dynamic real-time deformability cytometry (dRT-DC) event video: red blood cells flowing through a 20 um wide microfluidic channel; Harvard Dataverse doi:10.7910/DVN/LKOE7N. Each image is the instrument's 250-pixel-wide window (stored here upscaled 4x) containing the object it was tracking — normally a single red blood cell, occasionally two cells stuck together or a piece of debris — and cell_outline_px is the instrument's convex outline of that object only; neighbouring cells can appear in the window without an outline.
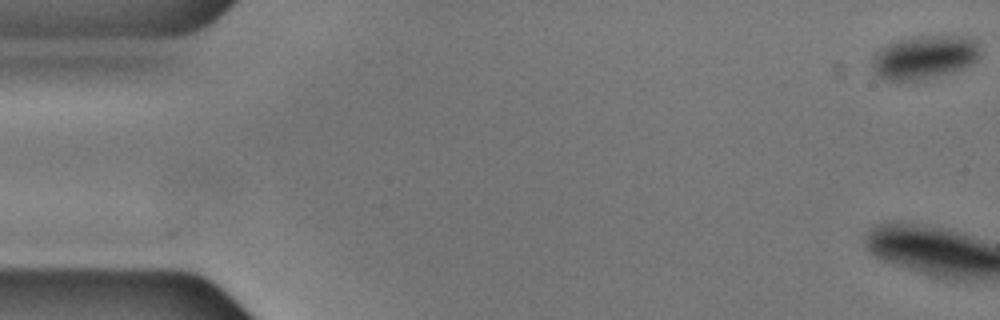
{"species": "common noctule bat (a hibernating species)", "species_latin": "Nyctalus noctula", "temperature_condition": "cold", "stored_images_in_passage": 59, "camera_frame_rate_fps": 3000, "um_per_image_px": 0.085, "animal": {"sex": "male", "body_mass_g": 17.9, "forearm_length_mm": 54.2}, "frame": {"image": 1, "passage_image": 1, "time_ms": 0.0, "image_size_px": [1000, 320], "cell_outline_px": [[980, 56], [972, 64], [964, 68], [940, 76], [900, 84], [884, 80], [872, 68], [872, 56], [880, 48], [888, 44], [900, 40], [924, 36], [960, 36], [976, 40], [980, 44]], "centroid_in_image_um": [78.57, 4.91], "position_along_channel_um": 6.4, "area_um2": 27.92}}
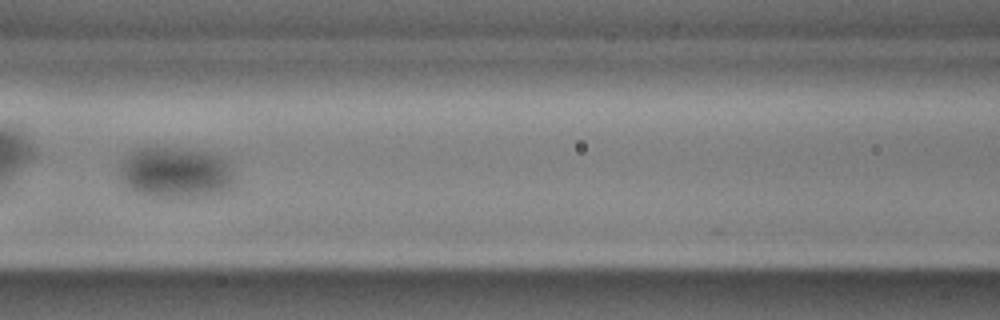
{"frame": {"image": 2, "passage_image": 26, "time_ms": 8.333, "image_size_px": [1000, 320], "cell_outline_px": [[232, 192], [208, 196], [180, 200], [148, 196], [132, 192], [124, 184], [120, 176], [120, 160], [132, 152], [140, 148], [172, 148], [204, 152], [224, 156], [228, 160], [232, 176]], "centroid_in_image_um": [14.95, 14.74], "position_along_channel_um": 151.7, "area_um2": 35.2}}
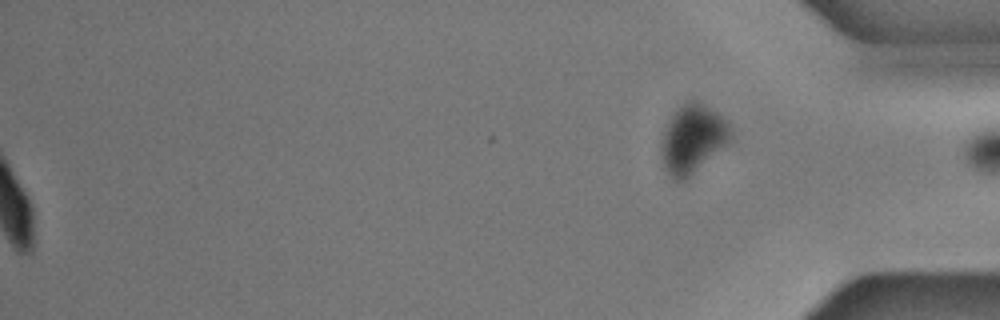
{"frame": {"image": 3, "passage_image": 59, "time_ms": 19.333, "image_size_px": [1000, 320], "cell_outline_px": [[732, 136], [724, 144], [684, 180], [676, 180], [668, 172], [664, 164], [660, 152], [660, 148], [664, 132], [668, 120], [676, 108], [680, 104], [688, 100], [700, 100], [716, 112], [728, 124]], "centroid_in_image_um": [58.82, 11.72], "position_along_channel_um": 376.4, "area_um2": 26.76}}